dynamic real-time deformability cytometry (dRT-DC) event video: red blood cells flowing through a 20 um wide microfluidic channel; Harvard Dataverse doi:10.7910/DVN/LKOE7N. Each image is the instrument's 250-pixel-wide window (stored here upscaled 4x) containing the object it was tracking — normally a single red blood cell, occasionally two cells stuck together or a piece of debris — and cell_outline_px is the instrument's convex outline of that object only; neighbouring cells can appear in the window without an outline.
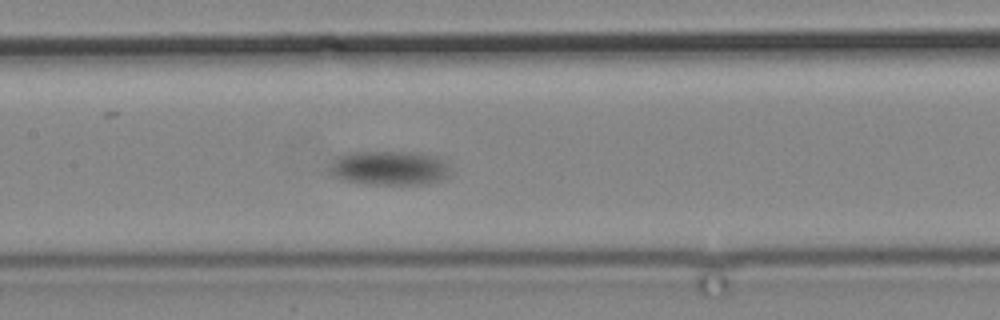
{"species": "common noctule bat (a hibernating species)", "species_latin": "Nyctalus noctula", "temperature_condition": "cold", "stored_images_in_passage": 16, "camera_frame_rate_fps": 3000, "um_per_image_px": 0.085, "animal": {"sex": "male", "body_mass_g": 19.2, "forearm_length_mm": 51.8}, "frame": {"image": 1, "passage_image": 16, "time_ms": 18.667, "image_size_px": [1000, 320], "cell_outline_px": [[452, 172], [448, 176], [440, 180], [428, 184], [364, 184], [344, 180], [332, 176], [332, 160], [336, 156], [344, 152], [408, 152], [432, 156], [440, 160]], "centroid_in_image_um": [33.04, 14.29], "position_along_channel_um": 174.4, "area_um2": 23.93}}